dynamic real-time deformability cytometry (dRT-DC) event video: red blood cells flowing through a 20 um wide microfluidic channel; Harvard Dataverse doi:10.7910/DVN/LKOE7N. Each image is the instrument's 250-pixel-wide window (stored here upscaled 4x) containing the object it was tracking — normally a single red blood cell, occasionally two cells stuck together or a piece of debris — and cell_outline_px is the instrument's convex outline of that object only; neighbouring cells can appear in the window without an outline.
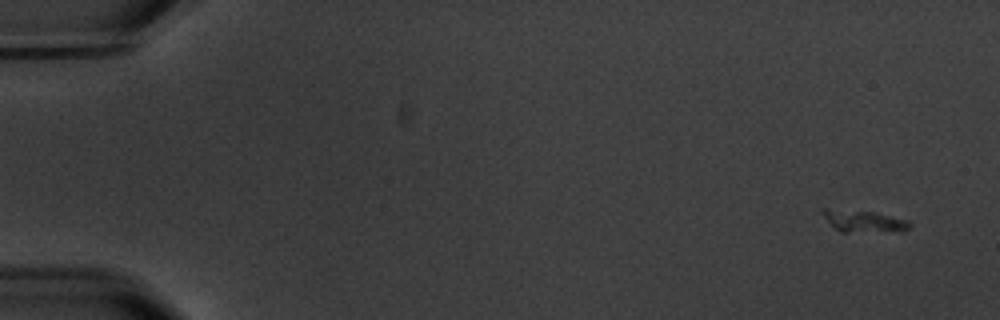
{"species": "common noctule bat (a hibernating species)", "species_latin": "Nyctalus noctula", "temperature_condition": "warm", "stored_images_in_passage": 15, "camera_frame_rate_fps": 3000, "um_per_image_px": 0.085, "animal": {"sex": "male", "body_mass_g": 20.1, "forearm_length_mm": 53.5}, "frame": {"image": 1, "passage_image": 1, "time_ms": 0.0, "image_size_px": [1000, 320], "cell_outline_px": [[912, 224], [908, 228], [848, 232], [840, 232], [820, 212], [824, 208], [828, 208], [876, 212], [908, 220]], "centroid_in_image_um": [73.33, 18.75], "position_along_channel_um": 11.7, "area_um2": 10.46}}
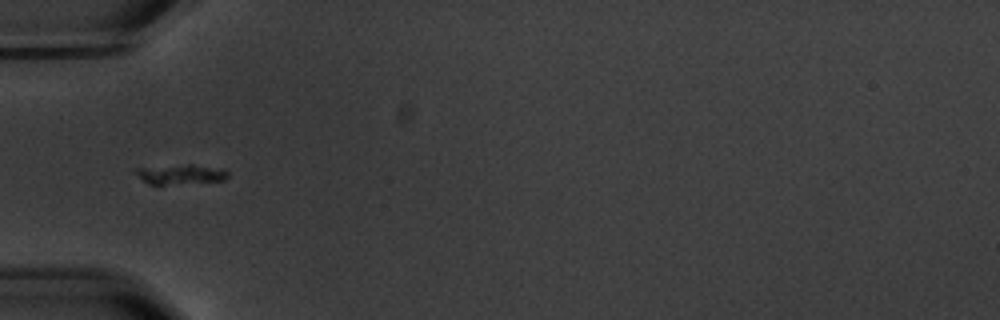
{"frame": {"image": 2, "passage_image": 5, "time_ms": 5.667, "image_size_px": [1000, 320], "cell_outline_px": [[228, 176], [224, 180], [164, 184], [148, 184], [132, 168], [188, 164], [192, 164], [224, 168], [228, 172]], "centroid_in_image_um": [15.39, 14.78], "position_along_channel_um": 69.6, "area_um2": 10.46}}